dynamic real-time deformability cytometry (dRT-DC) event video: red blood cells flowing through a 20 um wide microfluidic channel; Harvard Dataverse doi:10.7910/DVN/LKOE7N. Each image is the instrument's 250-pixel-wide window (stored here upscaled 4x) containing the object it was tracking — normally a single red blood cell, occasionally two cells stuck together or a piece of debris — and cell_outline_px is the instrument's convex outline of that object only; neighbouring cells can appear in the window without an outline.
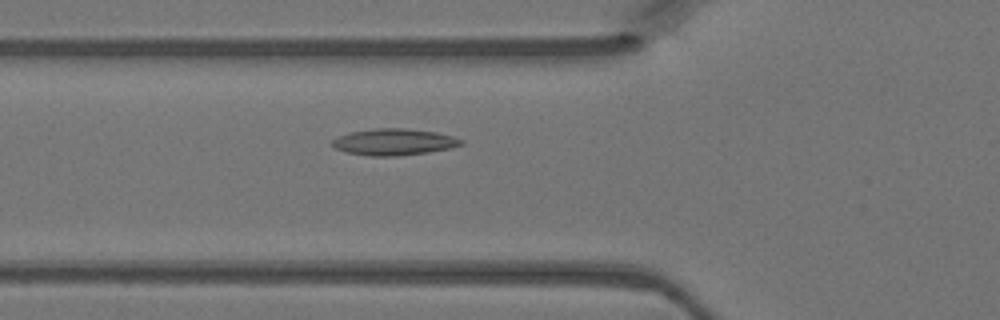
{"species": "Egyptian fruit bat (a non-hibernating species)", "species_latin": "Rousettus aegyptiacus", "temperature_condition": "warm", "stored_images_in_passage": 42, "camera_frame_rate_fps": 3000, "um_per_image_px": 0.085, "animal": {"sex": "female"}, "frame": {"image": 1, "passage_image": 12, "time_ms": 3.667, "image_size_px": [1000, 320], "cell_outline_px": [[464, 144], [452, 148], [428, 152], [396, 156], [368, 156], [348, 152], [336, 148], [332, 144], [332, 140], [348, 132], [376, 128], [404, 128], [436, 132], [452, 136], [464, 140]], "centroid_in_image_um": [33.52, 12.06], "position_along_channel_um": 92.3, "area_um2": 19.88}}
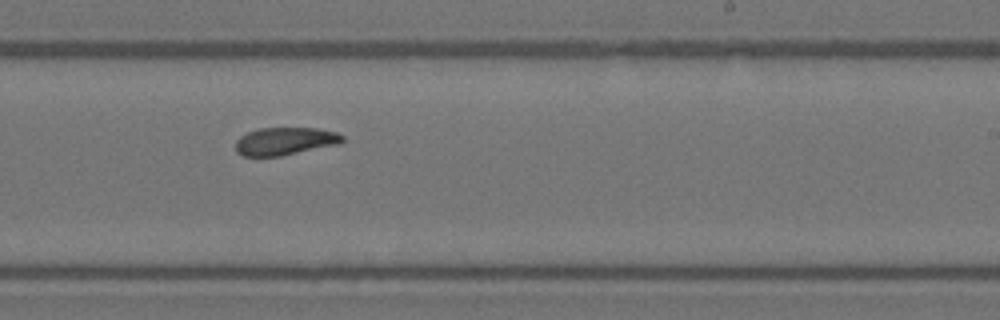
{"frame": {"image": 2, "passage_image": 24, "time_ms": 7.667, "image_size_px": [1000, 320], "cell_outline_px": [[344, 140], [340, 144], [280, 156], [244, 156], [236, 152], [236, 140], [240, 136], [248, 132], [260, 128], [316, 128], [336, 132], [344, 136]], "centroid_in_image_um": [24.24, 12.0], "position_along_channel_um": 264.8, "area_um2": 17.28}}
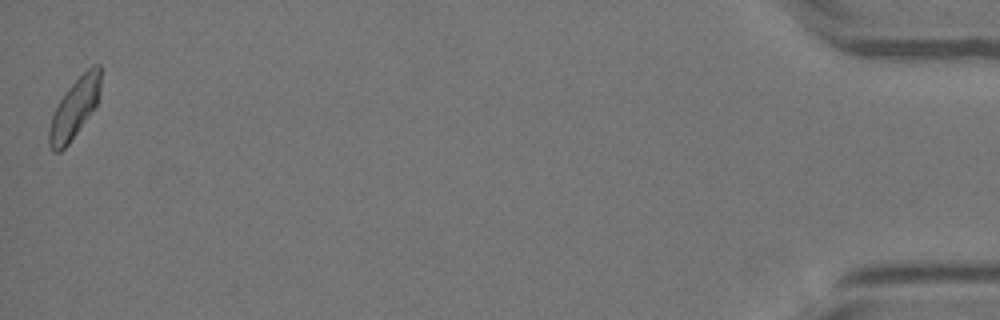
{"frame": {"image": 3, "passage_image": 42, "time_ms": 13.667, "image_size_px": [1000, 320], "cell_outline_px": [[100, 92], [96, 104], [68, 144], [60, 152], [52, 152], [48, 144], [48, 128], [52, 116], [64, 92], [92, 64], [100, 64]], "centroid_in_image_um": [6.3, 9.21], "position_along_channel_um": 428.9, "area_um2": 17.51}}